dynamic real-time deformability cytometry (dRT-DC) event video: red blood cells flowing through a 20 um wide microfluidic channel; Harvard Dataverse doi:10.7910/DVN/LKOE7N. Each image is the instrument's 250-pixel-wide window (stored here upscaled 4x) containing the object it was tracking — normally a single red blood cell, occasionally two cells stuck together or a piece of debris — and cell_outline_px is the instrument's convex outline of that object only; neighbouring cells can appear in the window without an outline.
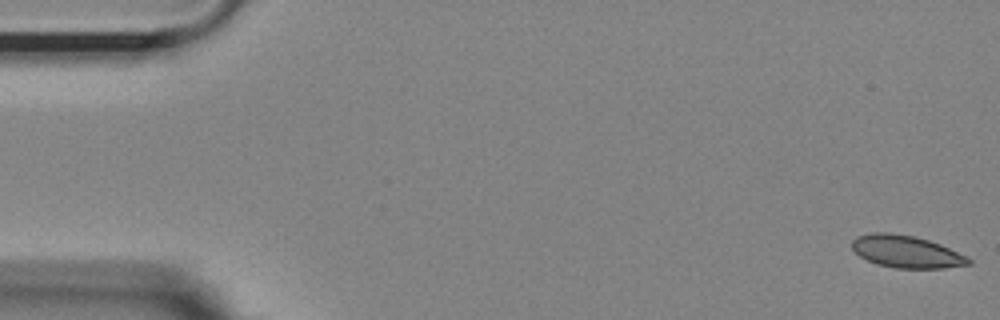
{"species": "Egyptian fruit bat (a non-hibernating species)", "species_latin": "Rousettus aegyptiacus", "temperature_condition": "room temperature", "stored_images_in_passage": 56, "camera_frame_rate_fps": 3000, "um_per_image_px": 0.085, "animal": {"sex": "female"}, "frame": {"image": 1, "passage_image": 1, "time_ms": 0.0, "image_size_px": [1000, 320], "cell_outline_px": [[972, 264], [944, 268], [896, 268], [876, 264], [860, 256], [852, 248], [852, 240], [856, 236], [872, 232], [888, 232], [912, 236], [928, 240], [940, 244], [968, 256], [972, 260]], "centroid_in_image_um": [77.05, 21.39], "position_along_channel_um": 7.9, "area_um2": 21.96}}
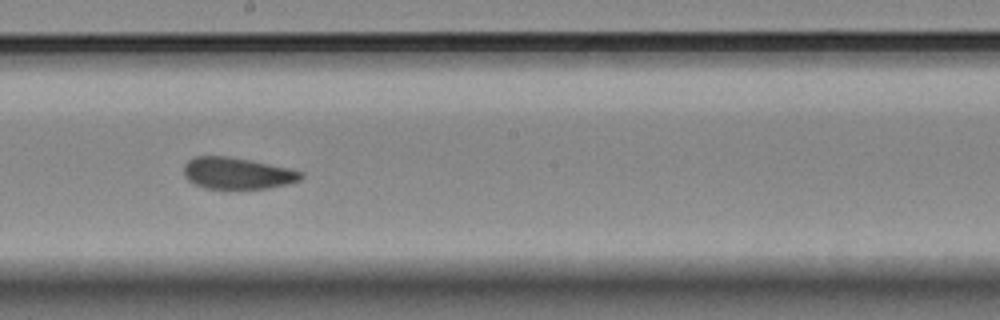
{"frame": {"image": 2, "passage_image": 30, "time_ms": 9.667, "image_size_px": [1000, 320], "cell_outline_px": [[304, 176], [300, 180], [288, 184], [268, 188], [204, 188], [188, 180], [184, 176], [184, 164], [188, 160], [196, 156], [228, 156], [252, 160], [288, 168], [304, 172]], "centroid_in_image_um": [20.18, 14.72], "position_along_channel_um": 228.0, "area_um2": 21.56}}
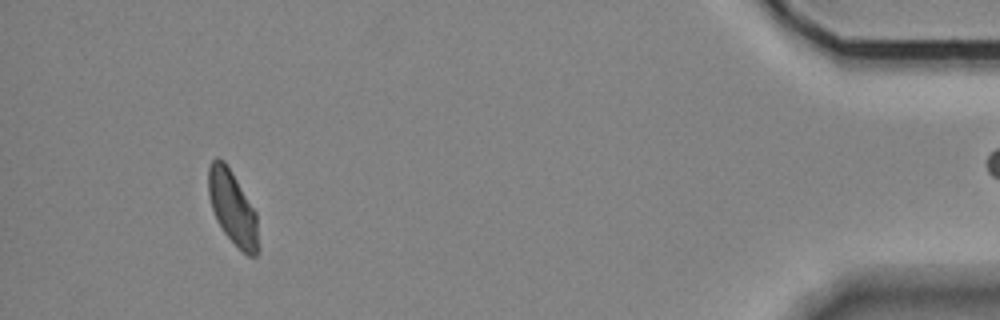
{"frame": {"image": 3, "passage_image": 51, "time_ms": 16.667, "image_size_px": [1000, 320], "cell_outline_px": [[260, 252], [256, 256], [248, 256], [224, 232], [216, 220], [208, 196], [208, 168], [212, 160], [216, 156], [224, 160], [232, 172], [256, 212], [260, 248]], "centroid_in_image_um": [19.78, 17.66], "position_along_channel_um": 415.4, "area_um2": 21.56}, "authors_computed_cell_mechanics": {"area_um2": 22.3108, "velocity_mm_per_s": 3.6245, "shape_relaxation_time_tau1_ms": 11.3215, "shape_relaxation_time_tau2_ms": 1.5992, "deformation_change_tau1": 0.1587, "deformation_change_tau2": 0.0584}}